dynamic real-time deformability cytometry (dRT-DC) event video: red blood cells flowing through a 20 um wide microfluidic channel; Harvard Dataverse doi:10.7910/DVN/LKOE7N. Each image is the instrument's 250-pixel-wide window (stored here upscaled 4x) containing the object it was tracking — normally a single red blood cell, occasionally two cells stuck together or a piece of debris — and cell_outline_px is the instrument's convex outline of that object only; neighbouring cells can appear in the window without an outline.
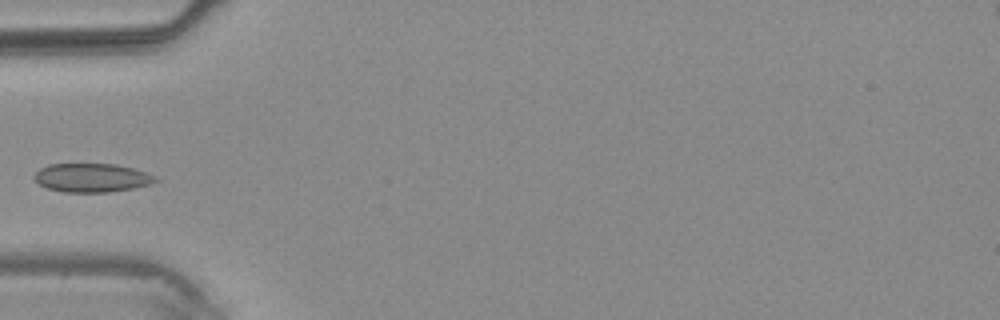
{"species": "common noctule bat (a hibernating species)", "species_latin": "Nyctalus noctula", "temperature_condition": "warm", "stored_images_in_passage": 4, "camera_frame_rate_fps": 3000, "um_per_image_px": 0.085, "animal": {"sex": "male", "body_mass_g": 20.4}, "frame": {"image": 1, "passage_image": 4, "time_ms": 3.333, "image_size_px": [1000, 320], "cell_outline_px": [[160, 180], [152, 184], [132, 188], [108, 192], [64, 192], [48, 188], [40, 184], [32, 176], [40, 168], [48, 164], [116, 164], [132, 168], [156, 176]], "centroid_in_image_um": [7.81, 15.1], "position_along_channel_um": 77.2, "area_um2": 20.23}}